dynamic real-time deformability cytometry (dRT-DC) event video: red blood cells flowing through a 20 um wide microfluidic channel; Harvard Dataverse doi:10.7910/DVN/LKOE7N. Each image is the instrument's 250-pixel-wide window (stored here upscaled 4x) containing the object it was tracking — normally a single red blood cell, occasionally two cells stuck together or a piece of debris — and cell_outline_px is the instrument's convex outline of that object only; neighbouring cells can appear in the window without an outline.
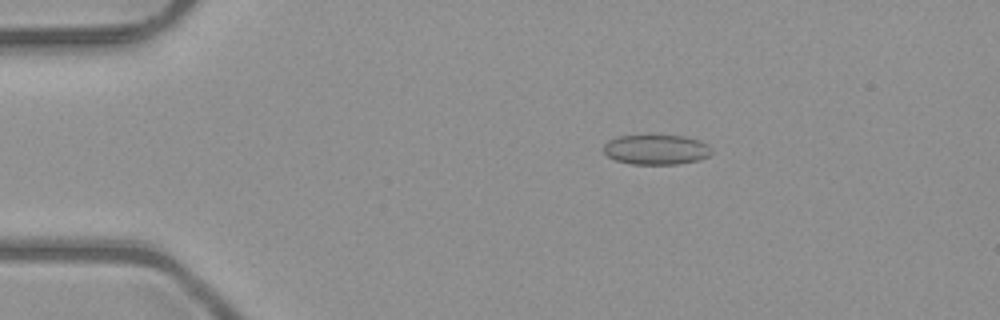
{"species": "common noctule bat (a hibernating species)", "species_latin": "Nyctalus noctula", "temperature_condition": "room temperature", "stored_images_in_passage": 52, "camera_frame_rate_fps": 3000, "um_per_image_px": 0.085, "animal": {"sex": "male", "body_mass_g": 23.1, "forearm_length_mm": 52.7}, "frame": {"image": 1, "passage_image": 10, "time_ms": 3.0, "image_size_px": [1000, 320], "cell_outline_px": [[712, 152], [708, 156], [700, 160], [680, 164], [632, 164], [616, 160], [608, 156], [604, 152], [604, 144], [608, 140], [616, 136], [652, 132], [684, 136], [700, 140], [708, 144], [712, 148]], "centroid_in_image_um": [55.78, 12.66], "position_along_channel_um": 29.2, "area_um2": 19.88}}
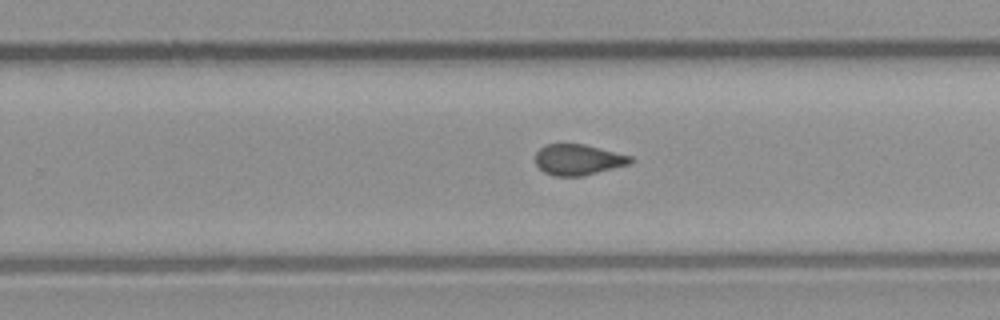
{"frame": {"image": 2, "passage_image": 33, "time_ms": 10.667, "image_size_px": [1000, 320], "cell_outline_px": [[632, 160], [628, 164], [584, 176], [552, 176], [544, 172], [536, 164], [536, 152], [544, 144], [584, 144], [632, 156]], "centroid_in_image_um": [49.11, 13.57], "position_along_channel_um": 280.7, "area_um2": 16.99}}
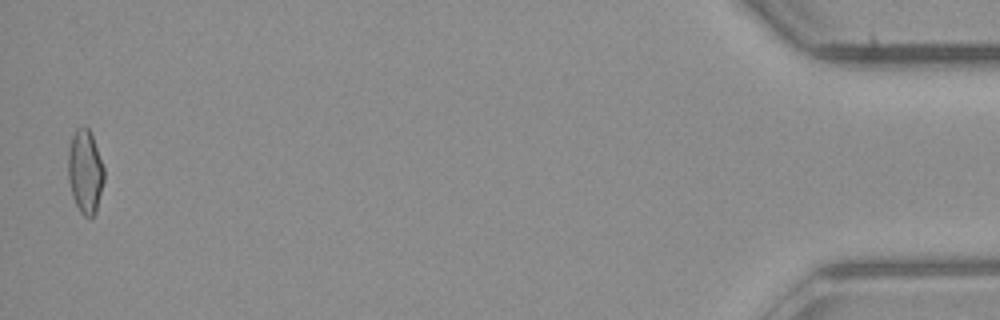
{"frame": {"image": 3, "passage_image": 51, "time_ms": 16.667, "image_size_px": [1000, 320], "cell_outline_px": [[104, 180], [96, 212], [92, 216], [84, 216], [80, 212], [72, 196], [68, 180], [68, 148], [72, 136], [76, 128], [84, 124], [88, 128], [92, 136], [104, 168]], "centroid_in_image_um": [7.22, 14.56], "position_along_channel_um": 428.0, "area_um2": 17.57}, "authors_computed_cell_mechanics": {"area_um2": 17.8602, "velocity_mm_per_s": 4.0465, "shape_relaxation_time_tau1_ms": null, "shape_relaxation_time_tau2_ms": 1.3969, "deformation_change_tau1": null, "deformation_change_tau2": 0.0767}}